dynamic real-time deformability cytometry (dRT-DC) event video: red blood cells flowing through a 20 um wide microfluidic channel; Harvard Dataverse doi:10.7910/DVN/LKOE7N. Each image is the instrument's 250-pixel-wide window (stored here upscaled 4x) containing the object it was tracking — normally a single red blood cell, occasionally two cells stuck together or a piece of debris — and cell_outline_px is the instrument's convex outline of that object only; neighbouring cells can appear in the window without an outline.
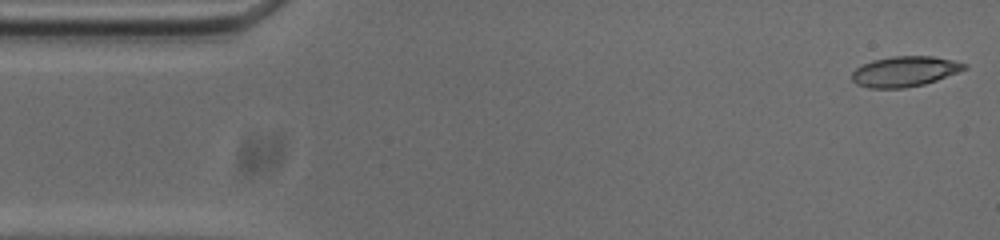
{"species": "common noctule bat (a hibernating species)", "species_latin": "Nyctalus noctula", "temperature_condition": "cold", "stored_images_in_passage": 47, "camera_frame_rate_fps": 3000, "um_per_image_px": 0.085, "animal": {"sex": "male", "body_mass_g": 20.0, "forearm_length_mm": 53.3}, "frame": {"image": 1, "passage_image": 1, "time_ms": 0.0, "image_size_px": [1000, 240], "cell_outline_px": [[968, 68], [936, 80], [924, 84], [904, 88], [868, 88], [856, 84], [852, 80], [852, 72], [856, 68], [872, 60], [892, 56], [932, 56], [952, 60], [968, 64]], "centroid_in_image_um": [76.89, 6.07], "position_along_channel_um": 8.1, "area_um2": 19.83}}
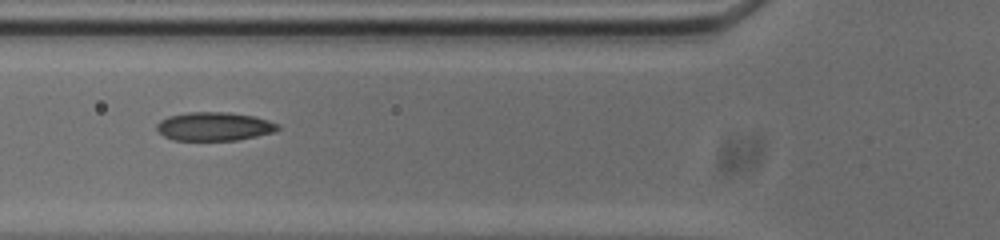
{"frame": {"image": 2, "passage_image": 18, "time_ms": 5.667, "image_size_px": [1000, 240], "cell_outline_px": [[280, 128], [276, 132], [236, 140], [172, 140], [164, 136], [156, 128], [156, 124], [160, 120], [168, 116], [188, 112], [228, 112], [252, 116], [268, 120], [280, 124]], "centroid_in_image_um": [18.22, 10.74], "position_along_channel_um": 107.6, "area_um2": 20.23}}
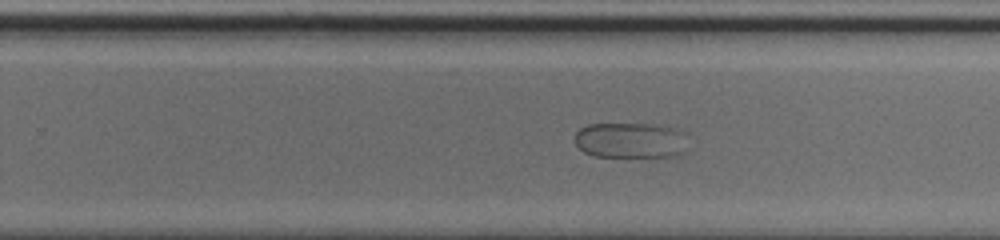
{"frame": {"image": 3, "passage_image": 31, "time_ms": 10.0, "image_size_px": [1000, 240], "cell_outline_px": [[684, 152], [672, 156], [596, 156], [584, 152], [576, 144], [576, 132], [580, 128], [588, 124], [656, 124], [676, 128], [680, 132]], "centroid_in_image_um": [53.51, 11.91], "position_along_channel_um": 276.3, "area_um2": 22.89}}